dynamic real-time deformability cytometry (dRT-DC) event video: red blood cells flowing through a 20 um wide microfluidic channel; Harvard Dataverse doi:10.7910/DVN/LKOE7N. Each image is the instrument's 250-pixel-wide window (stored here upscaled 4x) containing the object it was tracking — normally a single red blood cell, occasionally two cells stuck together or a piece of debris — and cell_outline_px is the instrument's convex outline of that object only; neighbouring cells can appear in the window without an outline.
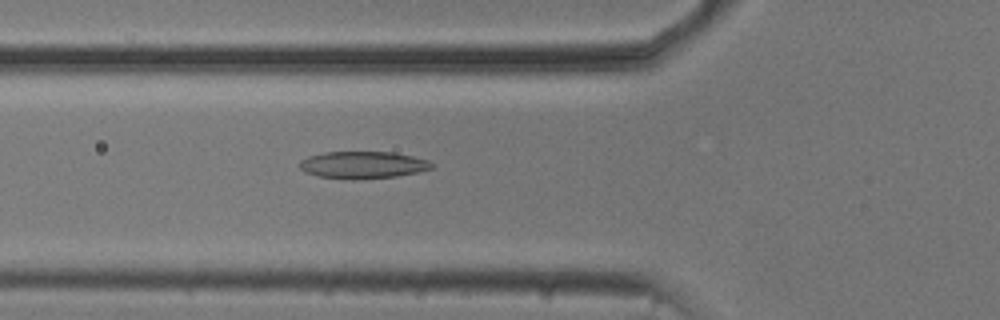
{"species": "common noctule bat (a hibernating species)", "species_latin": "Nyctalus noctula", "temperature_condition": "cold", "stored_images_in_passage": 53, "camera_frame_rate_fps": 3000, "um_per_image_px": 0.085, "animal": {"sex": "male", "body_mass_g": 20.5, "forearm_length_mm": 52.5}, "frame": {"image": 1, "passage_image": 19, "time_ms": 6.0, "image_size_px": [1000, 320], "cell_outline_px": [[436, 164], [432, 168], [416, 172], [396, 176], [352, 180], [320, 176], [304, 172], [300, 168], [300, 160], [308, 156], [324, 152], [392, 152], [412, 156], [428, 160]], "centroid_in_image_um": [30.84, 14.01], "position_along_channel_um": 95.0, "area_um2": 20.87}}
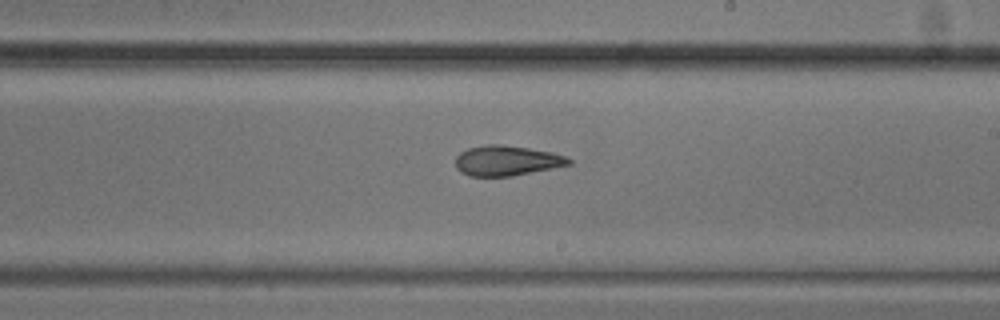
{"frame": {"image": 2, "passage_image": 31, "time_ms": 10.0, "image_size_px": [1000, 320], "cell_outline_px": [[572, 164], [512, 176], [468, 176], [460, 172], [456, 168], [456, 156], [460, 152], [468, 148], [488, 144], [504, 144], [552, 152], [564, 156], [572, 160]], "centroid_in_image_um": [43.05, 13.65], "position_along_channel_um": 246.0, "area_um2": 19.94}}
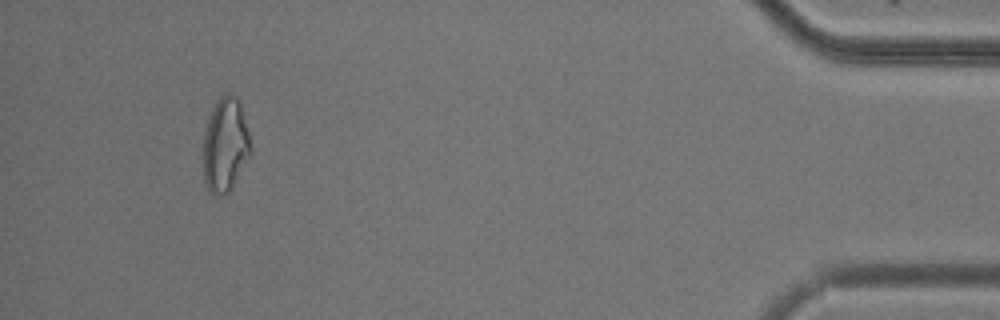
{"frame": {"image": 3, "passage_image": 50, "time_ms": 16.333, "image_size_px": [1000, 320], "cell_outline_px": [[252, 152], [228, 192], [216, 196], [208, 188], [204, 180], [204, 132], [212, 108], [220, 96], [224, 92], [228, 92], [236, 96], [240, 100], [252, 148]], "centroid_in_image_um": [19.16, 12.26], "position_along_channel_um": 416.0, "area_um2": 25.84}, "authors_computed_cell_mechanics": {"area_um2": 21.9062, "velocity_mm_per_s": 3.7536, "shape_relaxation_time_tau1_ms": null, "shape_relaxation_time_tau2_ms": 2.2717, "deformation_change_tau1": null, "deformation_change_tau2": 0.1037}}